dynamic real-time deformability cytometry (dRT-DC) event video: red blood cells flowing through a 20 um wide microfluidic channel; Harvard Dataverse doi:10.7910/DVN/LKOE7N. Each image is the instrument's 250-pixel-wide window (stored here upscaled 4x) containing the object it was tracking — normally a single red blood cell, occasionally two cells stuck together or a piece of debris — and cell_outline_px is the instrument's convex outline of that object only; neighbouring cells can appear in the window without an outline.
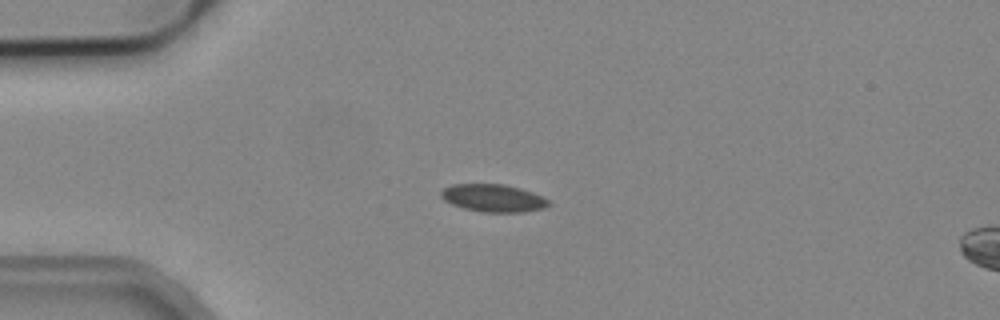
{"species": "common noctule bat (a hibernating species)", "species_latin": "Nyctalus noctula", "temperature_condition": "cold", "stored_images_in_passage": 3, "camera_frame_rate_fps": 3000, "um_per_image_px": 0.085, "animal": {"sex": "male", "body_mass_g": 19.2, "forearm_length_mm": 51.8}, "frame": {"image": 1, "passage_image": 3, "time_ms": 0.667, "image_size_px": [1000, 320], "cell_outline_px": [[548, 204], [544, 208], [520, 212], [484, 212], [464, 208], [452, 204], [444, 200], [440, 196], [440, 192], [444, 188], [452, 184], [504, 184], [520, 188], [532, 192], [548, 200]], "centroid_in_image_um": [41.88, 16.83], "position_along_channel_um": 43.1, "area_um2": 17.11}}